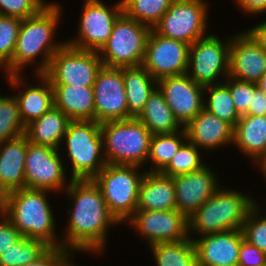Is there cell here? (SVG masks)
<instances>
[{"instance_id":"1","label":"cell","mask_w":266,"mask_h":266,"mask_svg":"<svg viewBox=\"0 0 266 266\" xmlns=\"http://www.w3.org/2000/svg\"><path fill=\"white\" fill-rule=\"evenodd\" d=\"M64 192L71 205L66 231L62 230V248L104 252L108 246L107 233L120 223L109 211L100 187L93 179L71 180Z\"/></svg>"},{"instance_id":"2","label":"cell","mask_w":266,"mask_h":266,"mask_svg":"<svg viewBox=\"0 0 266 266\" xmlns=\"http://www.w3.org/2000/svg\"><path fill=\"white\" fill-rule=\"evenodd\" d=\"M62 10L61 5L52 1L35 15L22 20L12 60L2 69L5 76L21 74L33 64H36L35 74H43L48 69L53 55L66 43V40H56Z\"/></svg>"},{"instance_id":"3","label":"cell","mask_w":266,"mask_h":266,"mask_svg":"<svg viewBox=\"0 0 266 266\" xmlns=\"http://www.w3.org/2000/svg\"><path fill=\"white\" fill-rule=\"evenodd\" d=\"M49 192L53 194L48 190L27 187L9 192L0 199V211L22 236L57 248L62 247V238L58 239Z\"/></svg>"},{"instance_id":"4","label":"cell","mask_w":266,"mask_h":266,"mask_svg":"<svg viewBox=\"0 0 266 266\" xmlns=\"http://www.w3.org/2000/svg\"><path fill=\"white\" fill-rule=\"evenodd\" d=\"M257 203V198L249 193L222 185L188 218L189 238L195 240L198 236L242 229L249 211Z\"/></svg>"},{"instance_id":"5","label":"cell","mask_w":266,"mask_h":266,"mask_svg":"<svg viewBox=\"0 0 266 266\" xmlns=\"http://www.w3.org/2000/svg\"><path fill=\"white\" fill-rule=\"evenodd\" d=\"M61 146L59 151L71 163L72 180L93 179L107 164L100 124L93 120H71Z\"/></svg>"},{"instance_id":"6","label":"cell","mask_w":266,"mask_h":266,"mask_svg":"<svg viewBox=\"0 0 266 266\" xmlns=\"http://www.w3.org/2000/svg\"><path fill=\"white\" fill-rule=\"evenodd\" d=\"M107 164L143 167L152 134L137 118L100 124Z\"/></svg>"},{"instance_id":"7","label":"cell","mask_w":266,"mask_h":266,"mask_svg":"<svg viewBox=\"0 0 266 266\" xmlns=\"http://www.w3.org/2000/svg\"><path fill=\"white\" fill-rule=\"evenodd\" d=\"M145 173L146 170L138 166L106 164L93 178L109 211L120 224H124L137 209L139 187Z\"/></svg>"},{"instance_id":"8","label":"cell","mask_w":266,"mask_h":266,"mask_svg":"<svg viewBox=\"0 0 266 266\" xmlns=\"http://www.w3.org/2000/svg\"><path fill=\"white\" fill-rule=\"evenodd\" d=\"M152 28L122 12L116 19L108 42L99 51L105 67L122 68L142 65Z\"/></svg>"},{"instance_id":"9","label":"cell","mask_w":266,"mask_h":266,"mask_svg":"<svg viewBox=\"0 0 266 266\" xmlns=\"http://www.w3.org/2000/svg\"><path fill=\"white\" fill-rule=\"evenodd\" d=\"M219 37L213 31L189 46L187 74L204 87L222 83L229 75L230 36Z\"/></svg>"},{"instance_id":"10","label":"cell","mask_w":266,"mask_h":266,"mask_svg":"<svg viewBox=\"0 0 266 266\" xmlns=\"http://www.w3.org/2000/svg\"><path fill=\"white\" fill-rule=\"evenodd\" d=\"M103 66L98 51L82 50L65 43L53 55L43 75L51 84L93 87Z\"/></svg>"},{"instance_id":"11","label":"cell","mask_w":266,"mask_h":266,"mask_svg":"<svg viewBox=\"0 0 266 266\" xmlns=\"http://www.w3.org/2000/svg\"><path fill=\"white\" fill-rule=\"evenodd\" d=\"M208 6L205 0H174L153 29L159 35L191 45L209 34Z\"/></svg>"},{"instance_id":"12","label":"cell","mask_w":266,"mask_h":266,"mask_svg":"<svg viewBox=\"0 0 266 266\" xmlns=\"http://www.w3.org/2000/svg\"><path fill=\"white\" fill-rule=\"evenodd\" d=\"M84 1L76 38L67 39L66 43L78 49L99 52L108 42L116 19L123 12L122 0L111 6L103 0Z\"/></svg>"},{"instance_id":"13","label":"cell","mask_w":266,"mask_h":266,"mask_svg":"<svg viewBox=\"0 0 266 266\" xmlns=\"http://www.w3.org/2000/svg\"><path fill=\"white\" fill-rule=\"evenodd\" d=\"M62 155L58 149L29 142L25 160V187L48 190L54 194L65 191L72 179L67 180L66 168L70 166L65 164L67 159Z\"/></svg>"},{"instance_id":"14","label":"cell","mask_w":266,"mask_h":266,"mask_svg":"<svg viewBox=\"0 0 266 266\" xmlns=\"http://www.w3.org/2000/svg\"><path fill=\"white\" fill-rule=\"evenodd\" d=\"M150 246L158 242H177L189 238L188 218L177 209L136 210L125 222Z\"/></svg>"},{"instance_id":"15","label":"cell","mask_w":266,"mask_h":266,"mask_svg":"<svg viewBox=\"0 0 266 266\" xmlns=\"http://www.w3.org/2000/svg\"><path fill=\"white\" fill-rule=\"evenodd\" d=\"M189 46L185 42L159 35L152 28L142 66L156 80L187 73Z\"/></svg>"},{"instance_id":"16","label":"cell","mask_w":266,"mask_h":266,"mask_svg":"<svg viewBox=\"0 0 266 266\" xmlns=\"http://www.w3.org/2000/svg\"><path fill=\"white\" fill-rule=\"evenodd\" d=\"M93 90L95 122L102 124L132 118L128 113L122 68L103 66L93 84Z\"/></svg>"},{"instance_id":"17","label":"cell","mask_w":266,"mask_h":266,"mask_svg":"<svg viewBox=\"0 0 266 266\" xmlns=\"http://www.w3.org/2000/svg\"><path fill=\"white\" fill-rule=\"evenodd\" d=\"M167 105L182 127L204 108V86L195 83L187 73L157 80Z\"/></svg>"},{"instance_id":"18","label":"cell","mask_w":266,"mask_h":266,"mask_svg":"<svg viewBox=\"0 0 266 266\" xmlns=\"http://www.w3.org/2000/svg\"><path fill=\"white\" fill-rule=\"evenodd\" d=\"M208 164L202 169L174 176L176 209L189 218L222 185Z\"/></svg>"},{"instance_id":"19","label":"cell","mask_w":266,"mask_h":266,"mask_svg":"<svg viewBox=\"0 0 266 266\" xmlns=\"http://www.w3.org/2000/svg\"><path fill=\"white\" fill-rule=\"evenodd\" d=\"M34 75L38 79H36V82H38L35 84L36 86L30 84V81L27 82L24 78L25 74L5 76L6 82L15 91L20 117L25 126L40 118L54 106V92L50 81L43 74Z\"/></svg>"},{"instance_id":"20","label":"cell","mask_w":266,"mask_h":266,"mask_svg":"<svg viewBox=\"0 0 266 266\" xmlns=\"http://www.w3.org/2000/svg\"><path fill=\"white\" fill-rule=\"evenodd\" d=\"M266 73V52L253 37L242 31L230 36L229 77L257 83Z\"/></svg>"},{"instance_id":"21","label":"cell","mask_w":266,"mask_h":266,"mask_svg":"<svg viewBox=\"0 0 266 266\" xmlns=\"http://www.w3.org/2000/svg\"><path fill=\"white\" fill-rule=\"evenodd\" d=\"M243 240L242 229L197 237L193 240L197 266H238V254Z\"/></svg>"},{"instance_id":"22","label":"cell","mask_w":266,"mask_h":266,"mask_svg":"<svg viewBox=\"0 0 266 266\" xmlns=\"http://www.w3.org/2000/svg\"><path fill=\"white\" fill-rule=\"evenodd\" d=\"M183 128L187 141L204 151L233 145L234 127L204 108Z\"/></svg>"},{"instance_id":"23","label":"cell","mask_w":266,"mask_h":266,"mask_svg":"<svg viewBox=\"0 0 266 266\" xmlns=\"http://www.w3.org/2000/svg\"><path fill=\"white\" fill-rule=\"evenodd\" d=\"M25 134L0 143V199L25 187V160L28 149Z\"/></svg>"},{"instance_id":"24","label":"cell","mask_w":266,"mask_h":266,"mask_svg":"<svg viewBox=\"0 0 266 266\" xmlns=\"http://www.w3.org/2000/svg\"><path fill=\"white\" fill-rule=\"evenodd\" d=\"M176 209L175 185L171 176L161 172L145 173L139 187L136 210Z\"/></svg>"},{"instance_id":"25","label":"cell","mask_w":266,"mask_h":266,"mask_svg":"<svg viewBox=\"0 0 266 266\" xmlns=\"http://www.w3.org/2000/svg\"><path fill=\"white\" fill-rule=\"evenodd\" d=\"M54 106L71 120H93L95 115L93 87L51 84Z\"/></svg>"},{"instance_id":"26","label":"cell","mask_w":266,"mask_h":266,"mask_svg":"<svg viewBox=\"0 0 266 266\" xmlns=\"http://www.w3.org/2000/svg\"><path fill=\"white\" fill-rule=\"evenodd\" d=\"M70 121L67 115L53 106L40 118L26 125L25 135L33 144L60 150Z\"/></svg>"},{"instance_id":"27","label":"cell","mask_w":266,"mask_h":266,"mask_svg":"<svg viewBox=\"0 0 266 266\" xmlns=\"http://www.w3.org/2000/svg\"><path fill=\"white\" fill-rule=\"evenodd\" d=\"M233 146L256 162L266 149V116H241L234 127Z\"/></svg>"},{"instance_id":"28","label":"cell","mask_w":266,"mask_h":266,"mask_svg":"<svg viewBox=\"0 0 266 266\" xmlns=\"http://www.w3.org/2000/svg\"><path fill=\"white\" fill-rule=\"evenodd\" d=\"M137 119L147 127L152 135L172 134L183 129L158 87L149 95Z\"/></svg>"},{"instance_id":"29","label":"cell","mask_w":266,"mask_h":266,"mask_svg":"<svg viewBox=\"0 0 266 266\" xmlns=\"http://www.w3.org/2000/svg\"><path fill=\"white\" fill-rule=\"evenodd\" d=\"M128 113L137 118L149 95L157 87V80L142 66L122 67Z\"/></svg>"},{"instance_id":"30","label":"cell","mask_w":266,"mask_h":266,"mask_svg":"<svg viewBox=\"0 0 266 266\" xmlns=\"http://www.w3.org/2000/svg\"><path fill=\"white\" fill-rule=\"evenodd\" d=\"M156 266H197L193 240L158 242L150 245Z\"/></svg>"},{"instance_id":"31","label":"cell","mask_w":266,"mask_h":266,"mask_svg":"<svg viewBox=\"0 0 266 266\" xmlns=\"http://www.w3.org/2000/svg\"><path fill=\"white\" fill-rule=\"evenodd\" d=\"M186 141L187 136L184 128L172 134L152 135L146 161V166L151 164V168H145V170L147 172H161Z\"/></svg>"},{"instance_id":"32","label":"cell","mask_w":266,"mask_h":266,"mask_svg":"<svg viewBox=\"0 0 266 266\" xmlns=\"http://www.w3.org/2000/svg\"><path fill=\"white\" fill-rule=\"evenodd\" d=\"M204 109L219 119L228 122L233 127L236 126L237 121L241 117L233 103L230 89L224 82L205 86Z\"/></svg>"},{"instance_id":"33","label":"cell","mask_w":266,"mask_h":266,"mask_svg":"<svg viewBox=\"0 0 266 266\" xmlns=\"http://www.w3.org/2000/svg\"><path fill=\"white\" fill-rule=\"evenodd\" d=\"M49 248L41 240L22 236L0 255V266H24L39 259Z\"/></svg>"},{"instance_id":"34","label":"cell","mask_w":266,"mask_h":266,"mask_svg":"<svg viewBox=\"0 0 266 266\" xmlns=\"http://www.w3.org/2000/svg\"><path fill=\"white\" fill-rule=\"evenodd\" d=\"M174 0H122L123 12L151 28L160 21Z\"/></svg>"},{"instance_id":"35","label":"cell","mask_w":266,"mask_h":266,"mask_svg":"<svg viewBox=\"0 0 266 266\" xmlns=\"http://www.w3.org/2000/svg\"><path fill=\"white\" fill-rule=\"evenodd\" d=\"M25 128L15 95H0V143L25 134Z\"/></svg>"},{"instance_id":"36","label":"cell","mask_w":266,"mask_h":266,"mask_svg":"<svg viewBox=\"0 0 266 266\" xmlns=\"http://www.w3.org/2000/svg\"><path fill=\"white\" fill-rule=\"evenodd\" d=\"M200 151L202 152L203 150L186 141L161 173L174 177L202 169L207 163L204 162V156Z\"/></svg>"},{"instance_id":"37","label":"cell","mask_w":266,"mask_h":266,"mask_svg":"<svg viewBox=\"0 0 266 266\" xmlns=\"http://www.w3.org/2000/svg\"><path fill=\"white\" fill-rule=\"evenodd\" d=\"M265 208L266 205L261 209V203L259 205L258 201L249 211L242 226L244 240L264 253H266V212L262 211Z\"/></svg>"},{"instance_id":"38","label":"cell","mask_w":266,"mask_h":266,"mask_svg":"<svg viewBox=\"0 0 266 266\" xmlns=\"http://www.w3.org/2000/svg\"><path fill=\"white\" fill-rule=\"evenodd\" d=\"M21 24L20 18L0 15V68L2 69L12 60Z\"/></svg>"},{"instance_id":"39","label":"cell","mask_w":266,"mask_h":266,"mask_svg":"<svg viewBox=\"0 0 266 266\" xmlns=\"http://www.w3.org/2000/svg\"><path fill=\"white\" fill-rule=\"evenodd\" d=\"M224 83L229 87L235 108L240 116L248 113L254 96V83L227 77Z\"/></svg>"},{"instance_id":"40","label":"cell","mask_w":266,"mask_h":266,"mask_svg":"<svg viewBox=\"0 0 266 266\" xmlns=\"http://www.w3.org/2000/svg\"><path fill=\"white\" fill-rule=\"evenodd\" d=\"M46 0H0V15L28 18L41 11L50 2Z\"/></svg>"},{"instance_id":"41","label":"cell","mask_w":266,"mask_h":266,"mask_svg":"<svg viewBox=\"0 0 266 266\" xmlns=\"http://www.w3.org/2000/svg\"><path fill=\"white\" fill-rule=\"evenodd\" d=\"M266 253L243 240L238 254V266H264Z\"/></svg>"},{"instance_id":"42","label":"cell","mask_w":266,"mask_h":266,"mask_svg":"<svg viewBox=\"0 0 266 266\" xmlns=\"http://www.w3.org/2000/svg\"><path fill=\"white\" fill-rule=\"evenodd\" d=\"M22 235L0 211V255L14 245Z\"/></svg>"},{"instance_id":"43","label":"cell","mask_w":266,"mask_h":266,"mask_svg":"<svg viewBox=\"0 0 266 266\" xmlns=\"http://www.w3.org/2000/svg\"><path fill=\"white\" fill-rule=\"evenodd\" d=\"M68 251L69 250L63 249L62 247L49 248L39 259L24 266H56V263Z\"/></svg>"},{"instance_id":"44","label":"cell","mask_w":266,"mask_h":266,"mask_svg":"<svg viewBox=\"0 0 266 266\" xmlns=\"http://www.w3.org/2000/svg\"><path fill=\"white\" fill-rule=\"evenodd\" d=\"M250 116H266V94L254 83V96L248 113Z\"/></svg>"},{"instance_id":"45","label":"cell","mask_w":266,"mask_h":266,"mask_svg":"<svg viewBox=\"0 0 266 266\" xmlns=\"http://www.w3.org/2000/svg\"><path fill=\"white\" fill-rule=\"evenodd\" d=\"M238 6L240 11L246 13V15H261L266 13V0H233Z\"/></svg>"},{"instance_id":"46","label":"cell","mask_w":266,"mask_h":266,"mask_svg":"<svg viewBox=\"0 0 266 266\" xmlns=\"http://www.w3.org/2000/svg\"><path fill=\"white\" fill-rule=\"evenodd\" d=\"M261 23L256 24L253 27H249L246 30L253 39L259 44V46L266 52V19L260 21Z\"/></svg>"},{"instance_id":"47","label":"cell","mask_w":266,"mask_h":266,"mask_svg":"<svg viewBox=\"0 0 266 266\" xmlns=\"http://www.w3.org/2000/svg\"><path fill=\"white\" fill-rule=\"evenodd\" d=\"M79 252H85V253H92V254H103V253H99V252H96V251H72V250H69L57 263H56V266H78V264L72 262L74 261L73 260V257L75 255V253H79Z\"/></svg>"},{"instance_id":"48","label":"cell","mask_w":266,"mask_h":266,"mask_svg":"<svg viewBox=\"0 0 266 266\" xmlns=\"http://www.w3.org/2000/svg\"><path fill=\"white\" fill-rule=\"evenodd\" d=\"M254 164L257 165V168L259 166V170L263 174V179L266 180V149L263 155L256 162H254Z\"/></svg>"},{"instance_id":"49","label":"cell","mask_w":266,"mask_h":266,"mask_svg":"<svg viewBox=\"0 0 266 266\" xmlns=\"http://www.w3.org/2000/svg\"><path fill=\"white\" fill-rule=\"evenodd\" d=\"M256 84L257 87H259L266 94V73L259 79Z\"/></svg>"}]
</instances>
